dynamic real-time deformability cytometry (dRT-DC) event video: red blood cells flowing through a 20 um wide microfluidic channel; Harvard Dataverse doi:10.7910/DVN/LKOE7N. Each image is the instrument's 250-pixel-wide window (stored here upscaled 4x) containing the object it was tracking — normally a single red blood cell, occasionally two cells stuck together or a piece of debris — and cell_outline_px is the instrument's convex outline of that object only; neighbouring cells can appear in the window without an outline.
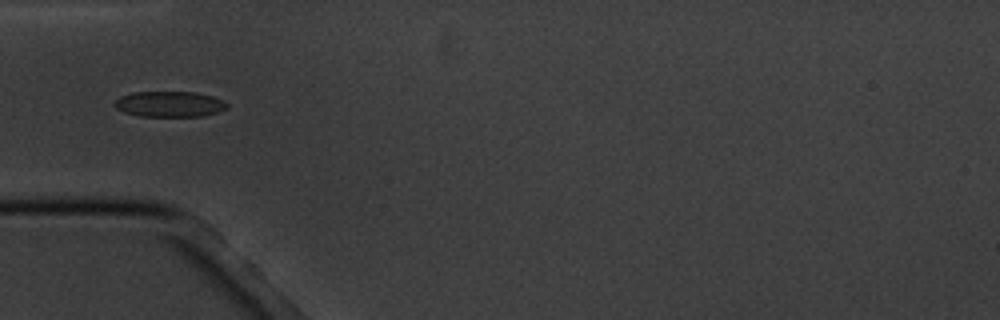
{"species": "common noctule bat (a hibernating species)", "species_latin": "Nyctalus noctula", "temperature_condition": "cold", "stored_images_in_passage": 13, "camera_frame_rate_fps": 3000, "um_per_image_px": 0.085, "animal": {"sex": "male", "body_mass_g": 20.1, "forearm_length_mm": 53.5}, "frame": {"image": 1, "passage_image": 2, "time_ms": 2.0, "image_size_px": [1000, 320], "cell_outline_px": [[228, 108], [216, 112], [200, 116], [140, 116], [124, 112], [116, 108], [112, 104], [120, 96], [132, 92], [196, 92], [212, 96], [224, 100], [228, 104]], "centroid_in_image_um": [14.4, 8.84], "position_along_channel_um": 70.6, "area_um2": 16.82}}
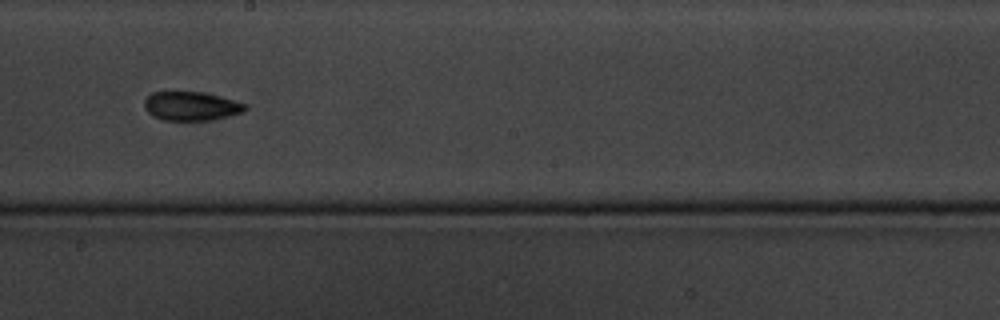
{"frame": {"image": 2, "passage_image": 6, "time_ms": 6.667, "image_size_px": [1000, 320], "cell_outline_px": [[248, 108], [244, 112], [228, 116], [208, 120], [164, 120], [152, 116], [144, 108], [144, 100], [152, 92], [168, 88], [172, 88], [204, 92], [248, 104]], "centroid_in_image_um": [16.19, 8.96], "position_along_channel_um": 232.0, "area_um2": 17.8}}
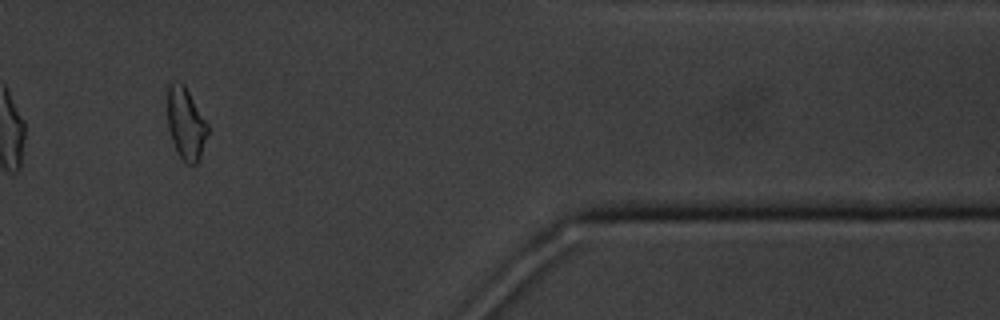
{"frame": {"image": 3, "passage_image": 11, "time_ms": 12.333, "image_size_px": [1000, 320], "cell_outline_px": [[208, 132], [200, 160], [196, 164], [188, 164], [176, 152], [168, 128], [168, 80], [180, 80], [184, 84], [208, 124]], "centroid_in_image_um": [15.79, 10.47], "position_along_channel_um": 395.6, "area_um2": 17.05}, "authors_computed_cell_mechanics": {"area_um2": 17.051, "velocity_mm_per_s": 3.4455, "shape_relaxation_time_tau1_ms": 8.7637, "shape_relaxation_time_tau2_ms": 4.9025, "deformation_change_tau1": 0.1471, "deformation_change_tau2": 0.1258}}